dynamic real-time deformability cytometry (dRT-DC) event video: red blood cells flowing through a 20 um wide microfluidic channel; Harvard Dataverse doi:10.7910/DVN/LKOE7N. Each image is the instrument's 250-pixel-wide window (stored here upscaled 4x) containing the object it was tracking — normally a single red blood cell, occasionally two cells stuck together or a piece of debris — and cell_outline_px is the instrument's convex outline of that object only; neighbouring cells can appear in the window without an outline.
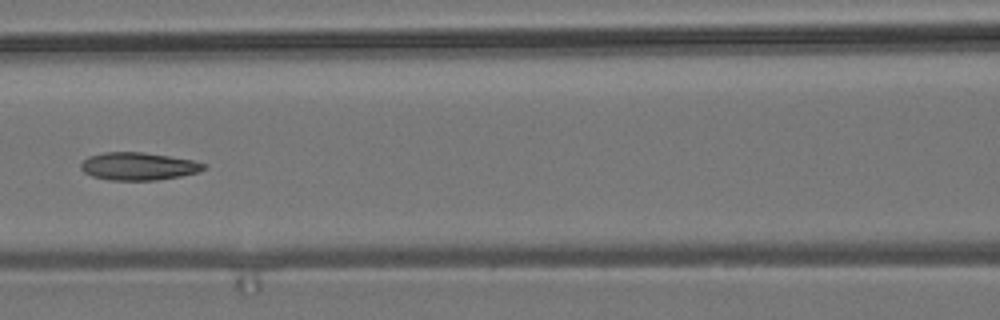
{"species": "common noctule bat (a hibernating species)", "species_latin": "Nyctalus noctula", "temperature_condition": "room temperature", "stored_images_in_passage": 5, "camera_frame_rate_fps": 3000, "um_per_image_px": 0.085, "animal": {"sex": "male", "body_mass_g": 19.2, "forearm_length_mm": 51.8}, "frame": {"image": 1, "passage_image": 4, "time_ms": 3.667, "image_size_px": [1000, 320], "cell_outline_px": [[208, 168], [200, 172], [180, 176], [156, 180], [108, 180], [92, 176], [84, 172], [80, 168], [80, 164], [88, 156], [104, 152], [144, 152], [192, 160], [208, 164]], "centroid_in_image_um": [11.79, 14.13], "position_along_channel_um": 154.8, "area_um2": 20.0}}
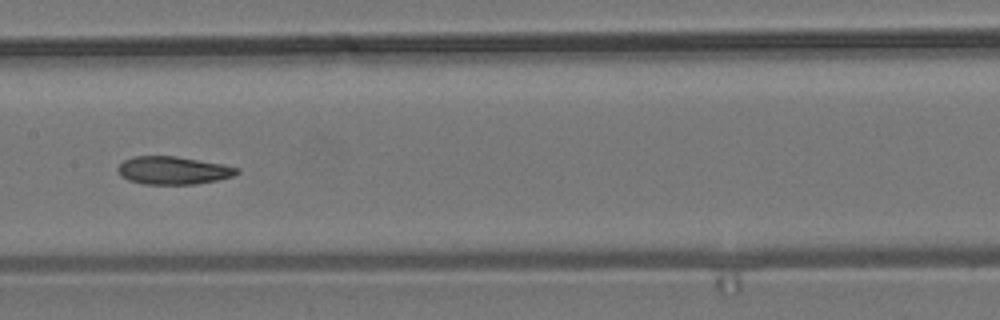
{"frame": {"image": 2, "passage_image": 5, "time_ms": 4.667, "image_size_px": [1000, 320], "cell_outline_px": [[240, 172], [232, 176], [216, 180], [192, 184], [144, 184], [128, 180], [120, 176], [116, 168], [124, 160], [132, 156], [176, 156], [224, 164], [240, 168]], "centroid_in_image_um": [14.7, 14.47], "position_along_channel_um": 192.7, "area_um2": 19.42}}